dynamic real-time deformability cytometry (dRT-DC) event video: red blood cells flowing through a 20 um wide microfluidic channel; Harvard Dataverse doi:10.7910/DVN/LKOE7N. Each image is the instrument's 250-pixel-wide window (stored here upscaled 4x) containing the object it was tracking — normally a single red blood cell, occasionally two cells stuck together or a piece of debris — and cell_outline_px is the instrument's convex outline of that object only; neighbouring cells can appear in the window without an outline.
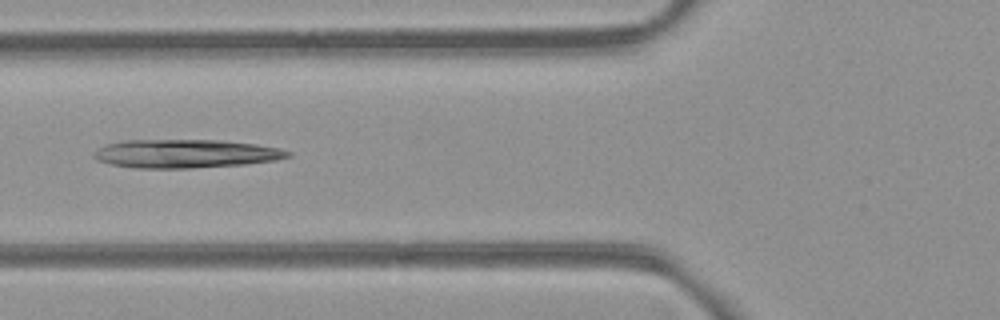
{"species": "common noctule bat (a hibernating species)", "species_latin": "Nyctalus noctula", "temperature_condition": "room temperature", "stored_images_in_passage": 6, "camera_frame_rate_fps": 3000, "um_per_image_px": 0.085, "animal": {"sex": "female", "body_mass_g": 21.9}, "frame": {"image": 1, "passage_image": 6, "time_ms": 6.667, "image_size_px": [1000, 320], "cell_outline_px": [[292, 156], [276, 160], [244, 164], [192, 168], [136, 168], [112, 164], [96, 160], [92, 156], [92, 152], [96, 148], [104, 144], [124, 140], [220, 140], [256, 144], [276, 148], [292, 152]], "centroid_in_image_um": [15.72, 13.06], "position_along_channel_um": 110.1, "area_um2": 32.37}}